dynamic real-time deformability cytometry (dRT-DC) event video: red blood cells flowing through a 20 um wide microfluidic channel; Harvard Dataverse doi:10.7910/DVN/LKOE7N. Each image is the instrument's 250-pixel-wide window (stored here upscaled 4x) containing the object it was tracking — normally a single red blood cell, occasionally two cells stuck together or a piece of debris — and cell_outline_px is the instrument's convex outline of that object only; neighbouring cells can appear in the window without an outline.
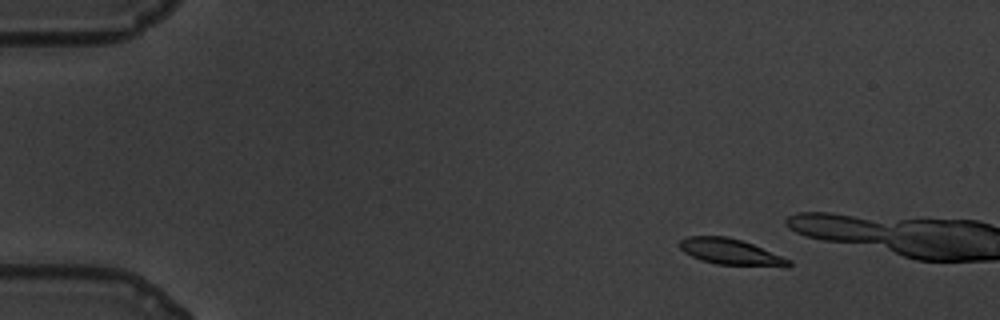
{"species": "common noctule bat (a hibernating species)", "species_latin": "Nyctalus noctula", "temperature_condition": "warm", "stored_images_in_passage": 9, "camera_frame_rate_fps": 3000, "um_per_image_px": 0.085, "animal": {"sex": "male", "body_mass_g": 19.5, "forearm_length_mm": 54.6}, "frame": {"image": 1, "passage_image": 1, "time_ms": 0.0, "image_size_px": [1000, 320], "cell_outline_px": [[792, 264], [788, 268], [784, 268], [716, 264], [700, 260], [684, 252], [680, 248], [680, 240], [688, 236], [724, 236], [740, 240], [752, 244], [792, 260]], "centroid_in_image_um": [62.17, 21.44], "position_along_channel_um": 22.8, "area_um2": 16.76}}